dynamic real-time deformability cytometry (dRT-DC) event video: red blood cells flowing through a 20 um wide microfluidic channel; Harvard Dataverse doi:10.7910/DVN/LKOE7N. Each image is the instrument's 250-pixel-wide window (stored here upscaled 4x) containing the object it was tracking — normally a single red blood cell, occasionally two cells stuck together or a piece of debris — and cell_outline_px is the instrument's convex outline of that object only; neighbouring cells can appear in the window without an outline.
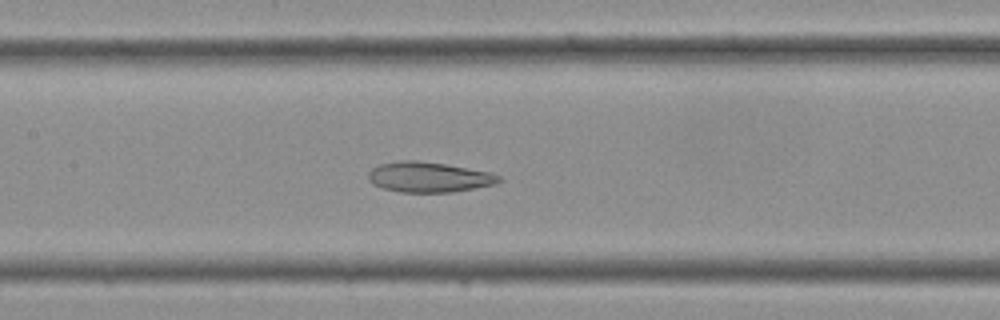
{"species": "Egyptian fruit bat (a non-hibernating species)", "species_latin": "Rousettus aegyptiacus", "temperature_condition": "cold", "stored_images_in_passage": 36, "camera_frame_rate_fps": 3000, "um_per_image_px": 0.085, "frame": {"image": 1, "passage_image": 17, "time_ms": 5.333, "image_size_px": [1000, 320], "cell_outline_px": [[500, 180], [496, 184], [452, 192], [400, 192], [384, 188], [372, 184], [368, 180], [368, 172], [372, 168], [380, 164], [400, 160], [416, 160], [444, 164], [492, 172], [500, 176]], "centroid_in_image_um": [36.43, 15.05], "position_along_channel_um": 171.0, "area_um2": 23.0}}
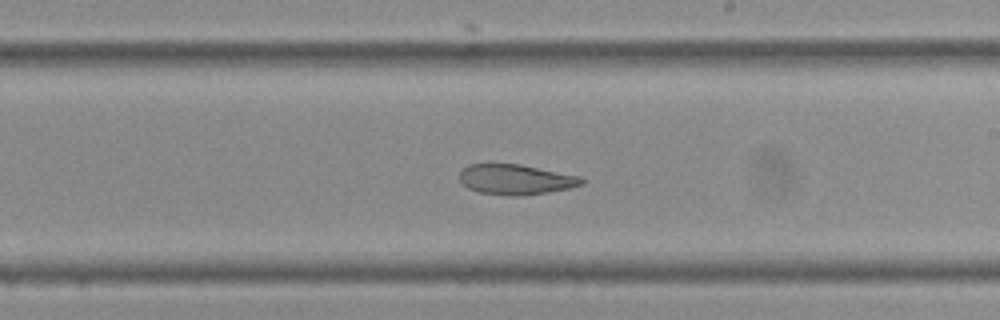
{"frame": {"image": 2, "passage_image": 21, "time_ms": 6.667, "image_size_px": [1000, 320], "cell_outline_px": [[584, 184], [568, 188], [548, 192], [520, 196], [512, 196], [480, 192], [468, 188], [460, 180], [460, 172], [468, 164], [520, 164], [580, 176], [584, 180]], "centroid_in_image_um": [43.85, 15.25], "position_along_channel_um": 245.2, "area_um2": 21.33}}
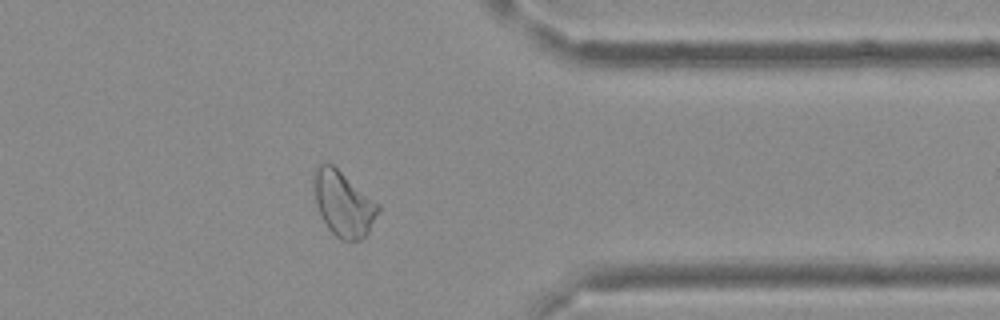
{"frame": {"image": 3, "passage_image": 29, "time_ms": 9.333, "image_size_px": [1000, 320], "cell_outline_px": [[380, 208], [368, 232], [360, 240], [340, 240], [328, 228], [320, 216], [316, 204], [312, 176], [312, 172], [324, 160], [332, 164], [380, 204]], "centroid_in_image_um": [29.15, 17.28], "position_along_channel_um": 382.2, "area_um2": 24.51}}